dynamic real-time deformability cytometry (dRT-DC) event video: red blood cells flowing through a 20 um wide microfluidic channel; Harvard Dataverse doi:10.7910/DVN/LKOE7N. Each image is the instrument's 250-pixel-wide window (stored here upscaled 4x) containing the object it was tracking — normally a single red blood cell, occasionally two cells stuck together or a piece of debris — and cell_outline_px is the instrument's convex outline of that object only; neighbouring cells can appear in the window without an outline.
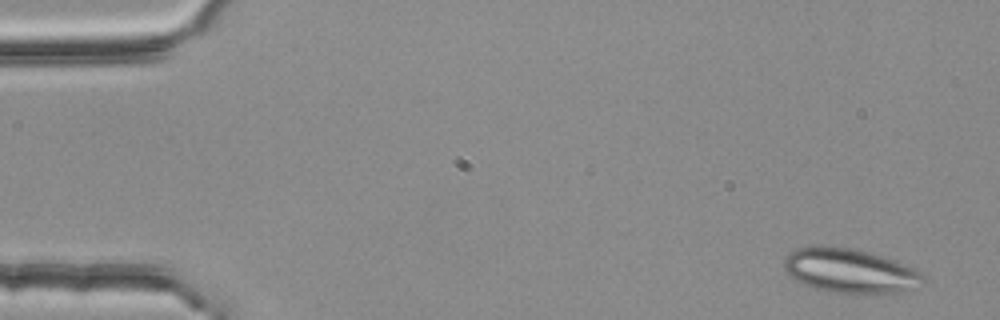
{"species": "common noctule bat (a hibernating species)", "species_latin": "Nyctalus noctula", "temperature_condition": "room temperature", "stored_images_in_passage": 5, "camera_frame_rate_fps": 3000, "um_per_image_px": 0.085, "animal": {"sex": "female", "body_mass_g": 25.1}, "frame": {"image": 1, "passage_image": 1, "time_ms": 0.0, "image_size_px": [1000, 320], "cell_outline_px": [[924, 284], [916, 288], [900, 292], [836, 292], [816, 288], [804, 284], [796, 280], [784, 268], [784, 256], [796, 248], [852, 248], [880, 256], [892, 260], [912, 268], [920, 272], [924, 276]], "centroid_in_image_um": [72.26, 23.03], "position_along_channel_um": 12.7, "area_um2": 34.62}}
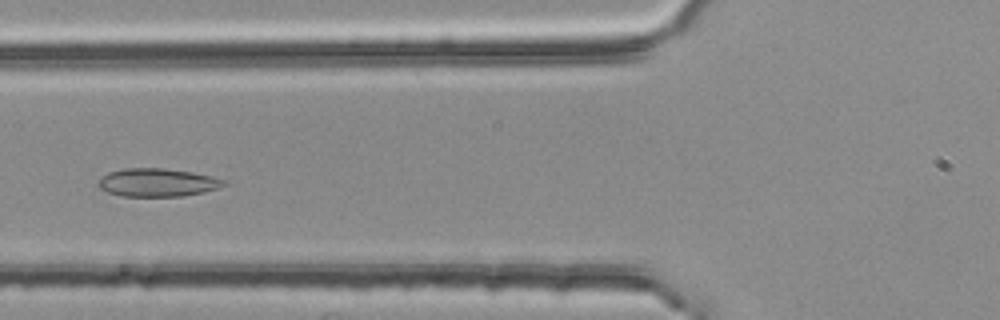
{"frame": {"image": 2, "passage_image": 5, "time_ms": 1.333, "image_size_px": [1000, 320], "cell_outline_px": [[228, 184], [204, 192], [184, 196], [120, 196], [108, 192], [100, 188], [96, 184], [108, 172], [124, 168], [164, 168], [192, 172], [212, 176], [228, 180]], "centroid_in_image_um": [13.41, 15.51], "position_along_channel_um": 112.4, "area_um2": 20.69}}